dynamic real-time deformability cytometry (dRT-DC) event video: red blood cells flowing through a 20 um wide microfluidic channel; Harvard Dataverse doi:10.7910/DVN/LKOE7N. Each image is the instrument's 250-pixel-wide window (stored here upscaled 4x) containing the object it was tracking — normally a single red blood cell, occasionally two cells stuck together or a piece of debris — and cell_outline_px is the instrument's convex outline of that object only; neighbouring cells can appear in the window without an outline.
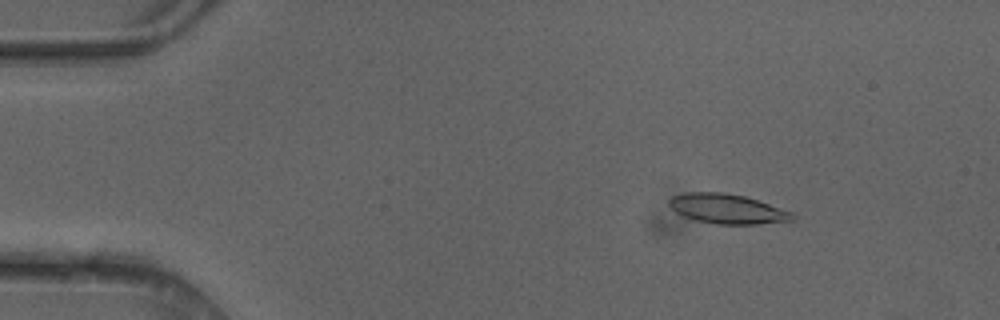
{"species": "common noctule bat (a hibernating species)", "species_latin": "Nyctalus noctula", "temperature_condition": "cold", "stored_images_in_passage": 50, "camera_frame_rate_fps": 3000, "um_per_image_px": 0.085, "animal": {"sex": "female"}, "frame": {"image": 1, "passage_image": 7, "time_ms": 2.0, "image_size_px": [1000, 320], "cell_outline_px": [[796, 220], [756, 224], [716, 224], [696, 220], [684, 216], [676, 212], [668, 204], [668, 200], [672, 196], [688, 192], [724, 192], [744, 196], [792, 212], [796, 216]], "centroid_in_image_um": [61.81, 17.75], "position_along_channel_um": 23.2, "area_um2": 21.21}}
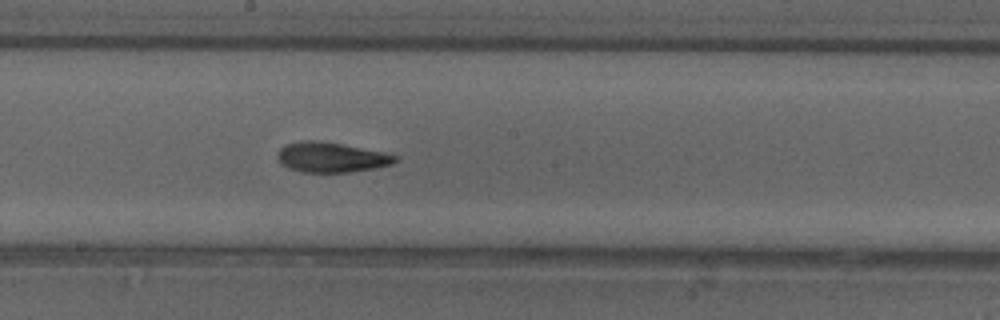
{"frame": {"image": 2, "passage_image": 27, "time_ms": 8.667, "image_size_px": [1000, 320], "cell_outline_px": [[400, 160], [392, 164], [376, 168], [348, 172], [300, 172], [288, 168], [280, 164], [276, 156], [276, 152], [284, 144], [304, 140], [320, 140], [384, 152], [400, 156]], "centroid_in_image_um": [28.14, 13.36], "position_along_channel_um": 220.1, "area_um2": 20.98}}
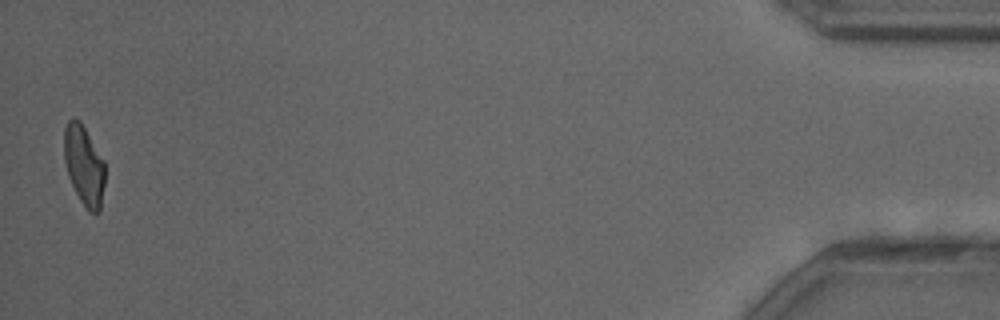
{"frame": {"image": 3, "passage_image": 49, "time_ms": 16.0, "image_size_px": [1000, 320], "cell_outline_px": [[104, 184], [100, 212], [88, 212], [80, 200], [68, 176], [64, 160], [64, 128], [68, 120], [80, 120], [104, 160]], "centroid_in_image_um": [7.14, 14.07], "position_along_channel_um": 428.1, "area_um2": 18.9}, "authors_computed_cell_mechanics": {"area_um2": 20.6346, "velocity_mm_per_s": 4.1401, "shape_relaxation_time_tau1_ms": 5.9137, "shape_relaxation_time_tau2_ms": 2.8297, "deformation_change_tau1": 0.2031, "deformation_change_tau2": 0.1138}}